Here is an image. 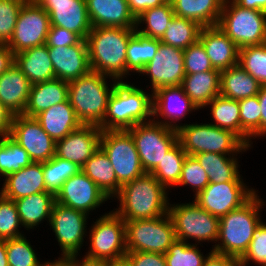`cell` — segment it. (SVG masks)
Wrapping results in <instances>:
<instances>
[{"label":"cell","instance_id":"cell-43","mask_svg":"<svg viewBox=\"0 0 266 266\" xmlns=\"http://www.w3.org/2000/svg\"><path fill=\"white\" fill-rule=\"evenodd\" d=\"M42 169L46 189L55 195L67 179L81 171V168L75 163L61 159L55 155L48 161L42 163Z\"/></svg>","mask_w":266,"mask_h":266},{"label":"cell","instance_id":"cell-54","mask_svg":"<svg viewBox=\"0 0 266 266\" xmlns=\"http://www.w3.org/2000/svg\"><path fill=\"white\" fill-rule=\"evenodd\" d=\"M203 266H242L237 258L215 253L213 251L208 253Z\"/></svg>","mask_w":266,"mask_h":266},{"label":"cell","instance_id":"cell-18","mask_svg":"<svg viewBox=\"0 0 266 266\" xmlns=\"http://www.w3.org/2000/svg\"><path fill=\"white\" fill-rule=\"evenodd\" d=\"M55 198L57 203L88 215L109 199L82 171L67 179Z\"/></svg>","mask_w":266,"mask_h":266},{"label":"cell","instance_id":"cell-16","mask_svg":"<svg viewBox=\"0 0 266 266\" xmlns=\"http://www.w3.org/2000/svg\"><path fill=\"white\" fill-rule=\"evenodd\" d=\"M8 135L28 152L32 162L43 163L55 155L56 142L34 117L15 115Z\"/></svg>","mask_w":266,"mask_h":266},{"label":"cell","instance_id":"cell-30","mask_svg":"<svg viewBox=\"0 0 266 266\" xmlns=\"http://www.w3.org/2000/svg\"><path fill=\"white\" fill-rule=\"evenodd\" d=\"M220 82L221 71L210 70L186 74L181 86L191 101L201 109L220 94Z\"/></svg>","mask_w":266,"mask_h":266},{"label":"cell","instance_id":"cell-24","mask_svg":"<svg viewBox=\"0 0 266 266\" xmlns=\"http://www.w3.org/2000/svg\"><path fill=\"white\" fill-rule=\"evenodd\" d=\"M86 4L92 27H136L127 0H86Z\"/></svg>","mask_w":266,"mask_h":266},{"label":"cell","instance_id":"cell-53","mask_svg":"<svg viewBox=\"0 0 266 266\" xmlns=\"http://www.w3.org/2000/svg\"><path fill=\"white\" fill-rule=\"evenodd\" d=\"M124 261L129 266H167L165 255L154 252H127Z\"/></svg>","mask_w":266,"mask_h":266},{"label":"cell","instance_id":"cell-47","mask_svg":"<svg viewBox=\"0 0 266 266\" xmlns=\"http://www.w3.org/2000/svg\"><path fill=\"white\" fill-rule=\"evenodd\" d=\"M21 226L15 201L0 194V239L7 240L23 236L24 234H21L18 229Z\"/></svg>","mask_w":266,"mask_h":266},{"label":"cell","instance_id":"cell-22","mask_svg":"<svg viewBox=\"0 0 266 266\" xmlns=\"http://www.w3.org/2000/svg\"><path fill=\"white\" fill-rule=\"evenodd\" d=\"M55 78L70 82L91 71L87 41L81 39L71 46L48 47Z\"/></svg>","mask_w":266,"mask_h":266},{"label":"cell","instance_id":"cell-6","mask_svg":"<svg viewBox=\"0 0 266 266\" xmlns=\"http://www.w3.org/2000/svg\"><path fill=\"white\" fill-rule=\"evenodd\" d=\"M177 132L178 141L189 156L204 152L234 155L250 148L232 131L212 123L180 125Z\"/></svg>","mask_w":266,"mask_h":266},{"label":"cell","instance_id":"cell-44","mask_svg":"<svg viewBox=\"0 0 266 266\" xmlns=\"http://www.w3.org/2000/svg\"><path fill=\"white\" fill-rule=\"evenodd\" d=\"M238 65L255 78L261 86L266 85V43L239 49Z\"/></svg>","mask_w":266,"mask_h":266},{"label":"cell","instance_id":"cell-42","mask_svg":"<svg viewBox=\"0 0 266 266\" xmlns=\"http://www.w3.org/2000/svg\"><path fill=\"white\" fill-rule=\"evenodd\" d=\"M32 163L28 152L9 135L0 136V175L4 178Z\"/></svg>","mask_w":266,"mask_h":266},{"label":"cell","instance_id":"cell-41","mask_svg":"<svg viewBox=\"0 0 266 266\" xmlns=\"http://www.w3.org/2000/svg\"><path fill=\"white\" fill-rule=\"evenodd\" d=\"M240 106V139L251 147L254 136L261 137V106L257 95L238 100Z\"/></svg>","mask_w":266,"mask_h":266},{"label":"cell","instance_id":"cell-14","mask_svg":"<svg viewBox=\"0 0 266 266\" xmlns=\"http://www.w3.org/2000/svg\"><path fill=\"white\" fill-rule=\"evenodd\" d=\"M49 28V14L35 0H27L17 17L12 38L6 45L17 54L46 44Z\"/></svg>","mask_w":266,"mask_h":266},{"label":"cell","instance_id":"cell-38","mask_svg":"<svg viewBox=\"0 0 266 266\" xmlns=\"http://www.w3.org/2000/svg\"><path fill=\"white\" fill-rule=\"evenodd\" d=\"M201 28L193 20L174 16L160 42L184 50L199 39Z\"/></svg>","mask_w":266,"mask_h":266},{"label":"cell","instance_id":"cell-60","mask_svg":"<svg viewBox=\"0 0 266 266\" xmlns=\"http://www.w3.org/2000/svg\"><path fill=\"white\" fill-rule=\"evenodd\" d=\"M0 266H8L6 240L0 239Z\"/></svg>","mask_w":266,"mask_h":266},{"label":"cell","instance_id":"cell-21","mask_svg":"<svg viewBox=\"0 0 266 266\" xmlns=\"http://www.w3.org/2000/svg\"><path fill=\"white\" fill-rule=\"evenodd\" d=\"M102 130L96 125H81L65 138L56 141L55 156L82 168L99 149Z\"/></svg>","mask_w":266,"mask_h":266},{"label":"cell","instance_id":"cell-10","mask_svg":"<svg viewBox=\"0 0 266 266\" xmlns=\"http://www.w3.org/2000/svg\"><path fill=\"white\" fill-rule=\"evenodd\" d=\"M100 147L107 154L121 186L145 174L136 145L128 130H102Z\"/></svg>","mask_w":266,"mask_h":266},{"label":"cell","instance_id":"cell-19","mask_svg":"<svg viewBox=\"0 0 266 266\" xmlns=\"http://www.w3.org/2000/svg\"><path fill=\"white\" fill-rule=\"evenodd\" d=\"M35 1L49 14L50 26L65 28L86 40L92 29L86 0Z\"/></svg>","mask_w":266,"mask_h":266},{"label":"cell","instance_id":"cell-9","mask_svg":"<svg viewBox=\"0 0 266 266\" xmlns=\"http://www.w3.org/2000/svg\"><path fill=\"white\" fill-rule=\"evenodd\" d=\"M125 237L127 252L165 254L176 240L169 213L154 219L125 221Z\"/></svg>","mask_w":266,"mask_h":266},{"label":"cell","instance_id":"cell-59","mask_svg":"<svg viewBox=\"0 0 266 266\" xmlns=\"http://www.w3.org/2000/svg\"><path fill=\"white\" fill-rule=\"evenodd\" d=\"M237 5L266 12V0H233Z\"/></svg>","mask_w":266,"mask_h":266},{"label":"cell","instance_id":"cell-26","mask_svg":"<svg viewBox=\"0 0 266 266\" xmlns=\"http://www.w3.org/2000/svg\"><path fill=\"white\" fill-rule=\"evenodd\" d=\"M31 86V82L14 63L0 75V101L15 115H21L27 107Z\"/></svg>","mask_w":266,"mask_h":266},{"label":"cell","instance_id":"cell-4","mask_svg":"<svg viewBox=\"0 0 266 266\" xmlns=\"http://www.w3.org/2000/svg\"><path fill=\"white\" fill-rule=\"evenodd\" d=\"M152 95L127 82L118 81L107 105L106 115L98 126L101 130H128L151 121ZM147 120V121H146Z\"/></svg>","mask_w":266,"mask_h":266},{"label":"cell","instance_id":"cell-15","mask_svg":"<svg viewBox=\"0 0 266 266\" xmlns=\"http://www.w3.org/2000/svg\"><path fill=\"white\" fill-rule=\"evenodd\" d=\"M243 181L209 183L194 199L211 215L221 218L246 203L256 191Z\"/></svg>","mask_w":266,"mask_h":266},{"label":"cell","instance_id":"cell-58","mask_svg":"<svg viewBox=\"0 0 266 266\" xmlns=\"http://www.w3.org/2000/svg\"><path fill=\"white\" fill-rule=\"evenodd\" d=\"M261 106V136L266 135V85L261 86L257 94Z\"/></svg>","mask_w":266,"mask_h":266},{"label":"cell","instance_id":"cell-32","mask_svg":"<svg viewBox=\"0 0 266 266\" xmlns=\"http://www.w3.org/2000/svg\"><path fill=\"white\" fill-rule=\"evenodd\" d=\"M55 202V194L52 192H38L15 200L22 226L29 230L37 227L44 219L50 221Z\"/></svg>","mask_w":266,"mask_h":266},{"label":"cell","instance_id":"cell-8","mask_svg":"<svg viewBox=\"0 0 266 266\" xmlns=\"http://www.w3.org/2000/svg\"><path fill=\"white\" fill-rule=\"evenodd\" d=\"M217 27L239 49L266 43V12L243 8L233 0H224Z\"/></svg>","mask_w":266,"mask_h":266},{"label":"cell","instance_id":"cell-50","mask_svg":"<svg viewBox=\"0 0 266 266\" xmlns=\"http://www.w3.org/2000/svg\"><path fill=\"white\" fill-rule=\"evenodd\" d=\"M250 261L266 266V224L263 222L256 227L247 250L238 259L242 266L250 264Z\"/></svg>","mask_w":266,"mask_h":266},{"label":"cell","instance_id":"cell-55","mask_svg":"<svg viewBox=\"0 0 266 266\" xmlns=\"http://www.w3.org/2000/svg\"><path fill=\"white\" fill-rule=\"evenodd\" d=\"M129 9L134 17H138L142 12L149 8L163 5L168 0H127Z\"/></svg>","mask_w":266,"mask_h":266},{"label":"cell","instance_id":"cell-25","mask_svg":"<svg viewBox=\"0 0 266 266\" xmlns=\"http://www.w3.org/2000/svg\"><path fill=\"white\" fill-rule=\"evenodd\" d=\"M38 192L49 191L44 184L42 163L36 162L7 175L0 190L3 197L14 201Z\"/></svg>","mask_w":266,"mask_h":266},{"label":"cell","instance_id":"cell-20","mask_svg":"<svg viewBox=\"0 0 266 266\" xmlns=\"http://www.w3.org/2000/svg\"><path fill=\"white\" fill-rule=\"evenodd\" d=\"M152 104V117L161 116L164 121H157L155 117L152 120L174 130L180 128L175 121L177 122L189 112L199 109L185 94L181 85L158 88L152 93Z\"/></svg>","mask_w":266,"mask_h":266},{"label":"cell","instance_id":"cell-3","mask_svg":"<svg viewBox=\"0 0 266 266\" xmlns=\"http://www.w3.org/2000/svg\"><path fill=\"white\" fill-rule=\"evenodd\" d=\"M265 205L255 193L246 203L219 219L218 244L211 251L239 259L247 250L256 227L262 222L259 212Z\"/></svg>","mask_w":266,"mask_h":266},{"label":"cell","instance_id":"cell-49","mask_svg":"<svg viewBox=\"0 0 266 266\" xmlns=\"http://www.w3.org/2000/svg\"><path fill=\"white\" fill-rule=\"evenodd\" d=\"M27 0H0V44L12 38L17 17Z\"/></svg>","mask_w":266,"mask_h":266},{"label":"cell","instance_id":"cell-29","mask_svg":"<svg viewBox=\"0 0 266 266\" xmlns=\"http://www.w3.org/2000/svg\"><path fill=\"white\" fill-rule=\"evenodd\" d=\"M68 100V82L54 78L31 86L27 107L23 113L35 117L55 104Z\"/></svg>","mask_w":266,"mask_h":266},{"label":"cell","instance_id":"cell-27","mask_svg":"<svg viewBox=\"0 0 266 266\" xmlns=\"http://www.w3.org/2000/svg\"><path fill=\"white\" fill-rule=\"evenodd\" d=\"M34 118L55 142L65 138L82 125L69 100L53 105Z\"/></svg>","mask_w":266,"mask_h":266},{"label":"cell","instance_id":"cell-62","mask_svg":"<svg viewBox=\"0 0 266 266\" xmlns=\"http://www.w3.org/2000/svg\"><path fill=\"white\" fill-rule=\"evenodd\" d=\"M73 266H111V263L109 264H90L85 262H79V260H73Z\"/></svg>","mask_w":266,"mask_h":266},{"label":"cell","instance_id":"cell-28","mask_svg":"<svg viewBox=\"0 0 266 266\" xmlns=\"http://www.w3.org/2000/svg\"><path fill=\"white\" fill-rule=\"evenodd\" d=\"M15 64L32 85L55 78L53 64L46 44L15 54Z\"/></svg>","mask_w":266,"mask_h":266},{"label":"cell","instance_id":"cell-13","mask_svg":"<svg viewBox=\"0 0 266 266\" xmlns=\"http://www.w3.org/2000/svg\"><path fill=\"white\" fill-rule=\"evenodd\" d=\"M87 218L88 214L82 211L54 203L49 225L62 251V257L58 260H77L86 236Z\"/></svg>","mask_w":266,"mask_h":266},{"label":"cell","instance_id":"cell-2","mask_svg":"<svg viewBox=\"0 0 266 266\" xmlns=\"http://www.w3.org/2000/svg\"><path fill=\"white\" fill-rule=\"evenodd\" d=\"M167 189L150 173L121 186L115 196L120 201L114 212L124 221L154 219L168 213Z\"/></svg>","mask_w":266,"mask_h":266},{"label":"cell","instance_id":"cell-7","mask_svg":"<svg viewBox=\"0 0 266 266\" xmlns=\"http://www.w3.org/2000/svg\"><path fill=\"white\" fill-rule=\"evenodd\" d=\"M90 249L82 262L109 264L124 261L126 250L125 221L110 211L94 222L90 229Z\"/></svg>","mask_w":266,"mask_h":266},{"label":"cell","instance_id":"cell-40","mask_svg":"<svg viewBox=\"0 0 266 266\" xmlns=\"http://www.w3.org/2000/svg\"><path fill=\"white\" fill-rule=\"evenodd\" d=\"M208 105H211L210 111L215 121L212 125L230 130L240 138V106L238 100L219 94Z\"/></svg>","mask_w":266,"mask_h":266},{"label":"cell","instance_id":"cell-17","mask_svg":"<svg viewBox=\"0 0 266 266\" xmlns=\"http://www.w3.org/2000/svg\"><path fill=\"white\" fill-rule=\"evenodd\" d=\"M149 76L152 92L161 87L181 85L185 77L183 50L160 43L154 58L140 74Z\"/></svg>","mask_w":266,"mask_h":266},{"label":"cell","instance_id":"cell-35","mask_svg":"<svg viewBox=\"0 0 266 266\" xmlns=\"http://www.w3.org/2000/svg\"><path fill=\"white\" fill-rule=\"evenodd\" d=\"M226 156L209 152L194 155L201 167L206 171L210 183L243 181L239 174V164L238 160L234 157L235 155Z\"/></svg>","mask_w":266,"mask_h":266},{"label":"cell","instance_id":"cell-31","mask_svg":"<svg viewBox=\"0 0 266 266\" xmlns=\"http://www.w3.org/2000/svg\"><path fill=\"white\" fill-rule=\"evenodd\" d=\"M175 16L197 22L202 27L217 26L224 0H169Z\"/></svg>","mask_w":266,"mask_h":266},{"label":"cell","instance_id":"cell-45","mask_svg":"<svg viewBox=\"0 0 266 266\" xmlns=\"http://www.w3.org/2000/svg\"><path fill=\"white\" fill-rule=\"evenodd\" d=\"M201 253L197 244L176 239L164 255L167 266H203L207 257Z\"/></svg>","mask_w":266,"mask_h":266},{"label":"cell","instance_id":"cell-23","mask_svg":"<svg viewBox=\"0 0 266 266\" xmlns=\"http://www.w3.org/2000/svg\"><path fill=\"white\" fill-rule=\"evenodd\" d=\"M199 40L214 69L223 71L238 65L239 48L217 26L202 27Z\"/></svg>","mask_w":266,"mask_h":266},{"label":"cell","instance_id":"cell-5","mask_svg":"<svg viewBox=\"0 0 266 266\" xmlns=\"http://www.w3.org/2000/svg\"><path fill=\"white\" fill-rule=\"evenodd\" d=\"M106 78L102 73L90 71L68 82L69 103L83 125L99 126L106 115L108 99L118 82L112 79L109 88Z\"/></svg>","mask_w":266,"mask_h":266},{"label":"cell","instance_id":"cell-37","mask_svg":"<svg viewBox=\"0 0 266 266\" xmlns=\"http://www.w3.org/2000/svg\"><path fill=\"white\" fill-rule=\"evenodd\" d=\"M174 16L171 2L168 0L163 5L149 8L136 17L135 31L142 36L160 40ZM144 22L146 27L138 29Z\"/></svg>","mask_w":266,"mask_h":266},{"label":"cell","instance_id":"cell-52","mask_svg":"<svg viewBox=\"0 0 266 266\" xmlns=\"http://www.w3.org/2000/svg\"><path fill=\"white\" fill-rule=\"evenodd\" d=\"M82 38L65 28L50 26L47 35V47L71 46L77 44Z\"/></svg>","mask_w":266,"mask_h":266},{"label":"cell","instance_id":"cell-39","mask_svg":"<svg viewBox=\"0 0 266 266\" xmlns=\"http://www.w3.org/2000/svg\"><path fill=\"white\" fill-rule=\"evenodd\" d=\"M186 156L187 153L178 141L150 174L166 189L173 188L178 184Z\"/></svg>","mask_w":266,"mask_h":266},{"label":"cell","instance_id":"cell-33","mask_svg":"<svg viewBox=\"0 0 266 266\" xmlns=\"http://www.w3.org/2000/svg\"><path fill=\"white\" fill-rule=\"evenodd\" d=\"M260 88V83L239 65L221 71L220 95L224 97L241 100L256 96Z\"/></svg>","mask_w":266,"mask_h":266},{"label":"cell","instance_id":"cell-11","mask_svg":"<svg viewBox=\"0 0 266 266\" xmlns=\"http://www.w3.org/2000/svg\"><path fill=\"white\" fill-rule=\"evenodd\" d=\"M128 131L134 139L145 173H151L178 142L177 130L153 120L139 123Z\"/></svg>","mask_w":266,"mask_h":266},{"label":"cell","instance_id":"cell-1","mask_svg":"<svg viewBox=\"0 0 266 266\" xmlns=\"http://www.w3.org/2000/svg\"><path fill=\"white\" fill-rule=\"evenodd\" d=\"M135 32V28L92 27L86 38L91 71L122 81L128 41Z\"/></svg>","mask_w":266,"mask_h":266},{"label":"cell","instance_id":"cell-63","mask_svg":"<svg viewBox=\"0 0 266 266\" xmlns=\"http://www.w3.org/2000/svg\"><path fill=\"white\" fill-rule=\"evenodd\" d=\"M111 266H129L125 261L111 263Z\"/></svg>","mask_w":266,"mask_h":266},{"label":"cell","instance_id":"cell-36","mask_svg":"<svg viewBox=\"0 0 266 266\" xmlns=\"http://www.w3.org/2000/svg\"><path fill=\"white\" fill-rule=\"evenodd\" d=\"M159 39L145 37L135 32L129 39L126 52V75L133 71L140 73L150 62L160 46Z\"/></svg>","mask_w":266,"mask_h":266},{"label":"cell","instance_id":"cell-56","mask_svg":"<svg viewBox=\"0 0 266 266\" xmlns=\"http://www.w3.org/2000/svg\"><path fill=\"white\" fill-rule=\"evenodd\" d=\"M15 114L0 101V136L8 135L11 131Z\"/></svg>","mask_w":266,"mask_h":266},{"label":"cell","instance_id":"cell-34","mask_svg":"<svg viewBox=\"0 0 266 266\" xmlns=\"http://www.w3.org/2000/svg\"><path fill=\"white\" fill-rule=\"evenodd\" d=\"M81 171L104 192L109 200L118 194L115 170L101 147L85 162Z\"/></svg>","mask_w":266,"mask_h":266},{"label":"cell","instance_id":"cell-57","mask_svg":"<svg viewBox=\"0 0 266 266\" xmlns=\"http://www.w3.org/2000/svg\"><path fill=\"white\" fill-rule=\"evenodd\" d=\"M14 63V52L6 44H0V75L8 70Z\"/></svg>","mask_w":266,"mask_h":266},{"label":"cell","instance_id":"cell-12","mask_svg":"<svg viewBox=\"0 0 266 266\" xmlns=\"http://www.w3.org/2000/svg\"><path fill=\"white\" fill-rule=\"evenodd\" d=\"M169 205L168 213L172 218L177 240L189 243L188 239L193 238L198 243L206 240L217 242L219 218L193 201Z\"/></svg>","mask_w":266,"mask_h":266},{"label":"cell","instance_id":"cell-48","mask_svg":"<svg viewBox=\"0 0 266 266\" xmlns=\"http://www.w3.org/2000/svg\"><path fill=\"white\" fill-rule=\"evenodd\" d=\"M209 183V177L200 163L194 156L187 155L183 162L181 176L176 186L189 185L192 187L193 192H195L194 195L196 196Z\"/></svg>","mask_w":266,"mask_h":266},{"label":"cell","instance_id":"cell-61","mask_svg":"<svg viewBox=\"0 0 266 266\" xmlns=\"http://www.w3.org/2000/svg\"><path fill=\"white\" fill-rule=\"evenodd\" d=\"M44 266H73V261L57 259L54 262H47Z\"/></svg>","mask_w":266,"mask_h":266},{"label":"cell","instance_id":"cell-51","mask_svg":"<svg viewBox=\"0 0 266 266\" xmlns=\"http://www.w3.org/2000/svg\"><path fill=\"white\" fill-rule=\"evenodd\" d=\"M184 69L186 74L202 73L216 70L208 58L202 42L198 39L195 43L183 50Z\"/></svg>","mask_w":266,"mask_h":266},{"label":"cell","instance_id":"cell-46","mask_svg":"<svg viewBox=\"0 0 266 266\" xmlns=\"http://www.w3.org/2000/svg\"><path fill=\"white\" fill-rule=\"evenodd\" d=\"M6 253L8 266H44L48 262L40 264L37 253L24 236L7 239Z\"/></svg>","mask_w":266,"mask_h":266}]
</instances>
